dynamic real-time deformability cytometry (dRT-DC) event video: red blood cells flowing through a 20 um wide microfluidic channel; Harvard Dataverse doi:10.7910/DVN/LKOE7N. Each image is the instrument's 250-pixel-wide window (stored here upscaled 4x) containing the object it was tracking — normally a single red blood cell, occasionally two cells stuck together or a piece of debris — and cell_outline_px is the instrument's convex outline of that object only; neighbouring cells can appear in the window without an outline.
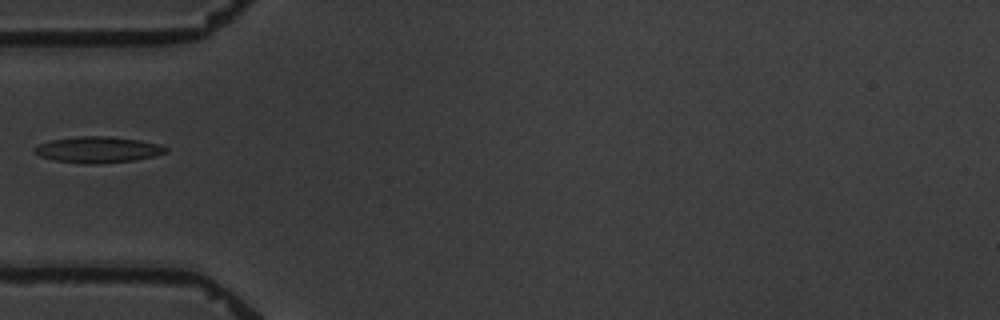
{"species": "common noctule bat (a hibernating species)", "species_latin": "Nyctalus noctula", "temperature_condition": "warm", "stored_images_in_passage": 9, "camera_frame_rate_fps": 3000, "um_per_image_px": 0.085, "animal": {"sex": "male", "body_mass_g": 19.5, "forearm_length_mm": 54.6}, "frame": {"image": 1, "passage_image": 3, "time_ms": 2.333, "image_size_px": [1000, 320], "cell_outline_px": [[168, 152], [156, 156], [136, 160], [100, 164], [84, 164], [52, 160], [40, 156], [32, 152], [32, 148], [40, 144], [52, 140], [76, 136], [112, 136], [140, 140], [160, 144], [168, 148]], "centroid_in_image_um": [8.34, 12.73], "position_along_channel_um": 76.7, "area_um2": 20.4}}
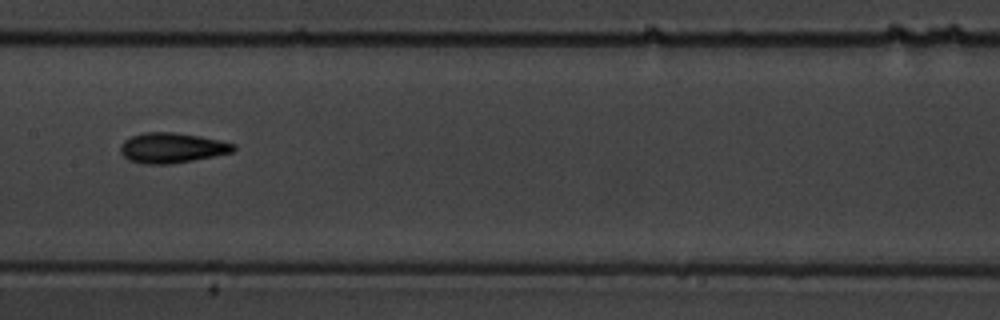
{"frame": {"image": 2, "passage_image": 6, "time_ms": 5.667, "image_size_px": [1000, 320], "cell_outline_px": [[236, 148], [232, 152], [172, 164], [144, 164], [128, 160], [120, 152], [120, 144], [124, 140], [132, 136], [144, 132], [172, 132], [200, 136], [236, 144]], "centroid_in_image_um": [14.58, 12.57], "position_along_channel_um": 192.8, "area_um2": 19.83}}
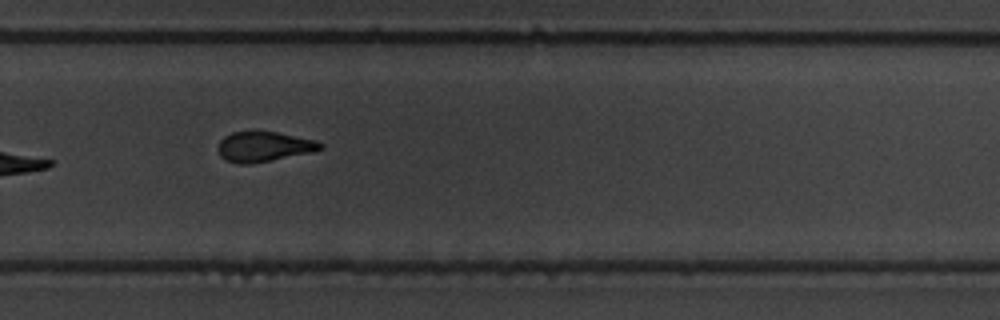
{"frame": {"image": 3, "passage_image": 9, "time_ms": 9.0, "image_size_px": [1000, 320], "cell_outline_px": [[324, 148], [312, 152], [248, 164], [240, 164], [228, 160], [220, 156], [216, 148], [220, 140], [224, 136], [232, 132], [252, 128], [256, 128], [316, 140], [324, 144]], "centroid_in_image_um": [22.39, 12.41], "position_along_channel_um": 307.4, "area_um2": 18.44}}